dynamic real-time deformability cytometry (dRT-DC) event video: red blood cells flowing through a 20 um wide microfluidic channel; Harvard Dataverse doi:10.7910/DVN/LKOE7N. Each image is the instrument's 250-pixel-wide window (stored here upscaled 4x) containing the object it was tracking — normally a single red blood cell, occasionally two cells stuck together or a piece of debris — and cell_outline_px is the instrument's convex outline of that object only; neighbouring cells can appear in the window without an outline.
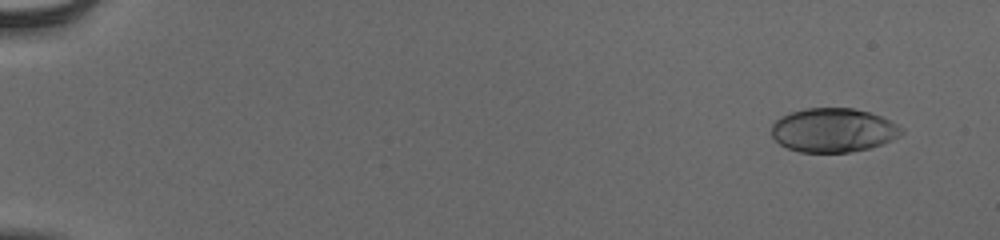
{"species": "human", "species_latin": "Homo sapiens", "temperature_condition": "cold", "stored_images_in_passage": 55, "camera_frame_rate_fps": 3000, "um_per_image_px": 0.085, "donor": {"sex": "male"}, "frame": {"image": 1, "passage_image": 4, "time_ms": 1.0, "image_size_px": [1000, 240], "cell_outline_px": [[904, 132], [900, 136], [892, 140], [868, 148], [848, 152], [800, 152], [788, 148], [780, 144], [772, 136], [772, 124], [780, 116], [804, 108], [852, 108], [868, 112], [880, 116], [904, 128]], "centroid_in_image_um": [70.82, 11.06], "position_along_channel_um": 14.2, "area_um2": 33.18}}
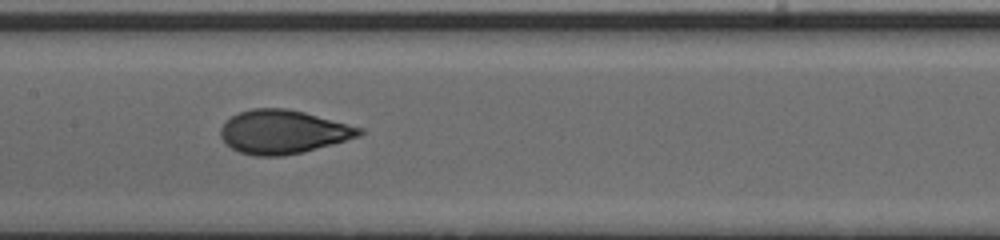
{"frame": {"image": 2, "passage_image": 30, "time_ms": 9.667, "image_size_px": [1000, 240], "cell_outline_px": [[364, 132], [360, 136], [332, 144], [300, 152], [280, 156], [252, 156], [240, 152], [232, 148], [220, 136], [220, 128], [224, 120], [240, 112], [252, 108], [288, 108], [304, 112], [364, 128]], "centroid_in_image_um": [24.04, 11.2], "position_along_channel_um": 183.4, "area_um2": 35.2}}
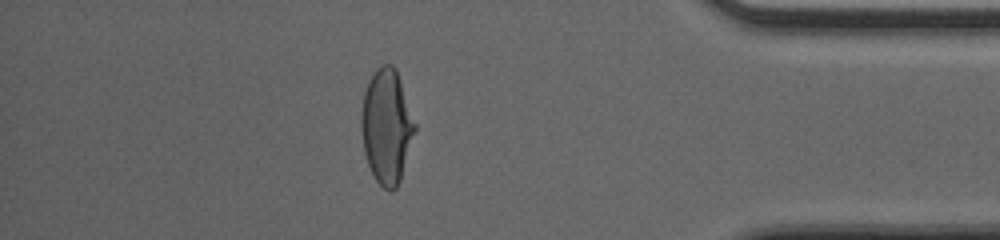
{"frame": {"image": 3, "passage_image": 49, "time_ms": 16.0, "image_size_px": [1000, 240], "cell_outline_px": [[416, 128], [400, 180], [396, 188], [392, 192], [388, 192], [376, 180], [368, 164], [364, 152], [360, 132], [360, 116], [364, 92], [368, 80], [376, 68], [380, 64], [392, 64], [396, 68], [416, 124]], "centroid_in_image_um": [32.84, 10.72], "position_along_channel_um": 402.4, "area_um2": 35.89}, "authors_computed_cell_mechanics": {"area_um2": 34.7378, "velocity_mm_per_s": 3.8962, "shape_relaxation_time_tau1_ms": 5.5271, "shape_relaxation_time_tau2_ms": null, "deformation_change_tau1": 0.203, "deformation_change_tau2": null}}